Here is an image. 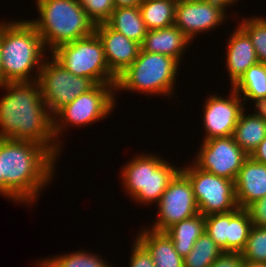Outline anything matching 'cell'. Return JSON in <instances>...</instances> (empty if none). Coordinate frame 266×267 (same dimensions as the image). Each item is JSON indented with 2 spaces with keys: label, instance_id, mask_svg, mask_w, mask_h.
Returning <instances> with one entry per match:
<instances>
[{
  "label": "cell",
  "instance_id": "cell-1",
  "mask_svg": "<svg viewBox=\"0 0 266 267\" xmlns=\"http://www.w3.org/2000/svg\"><path fill=\"white\" fill-rule=\"evenodd\" d=\"M8 93L0 99V138L32 141L45 147L55 158L60 141L53 133V115L49 112L39 83L6 82Z\"/></svg>",
  "mask_w": 266,
  "mask_h": 267
},
{
  "label": "cell",
  "instance_id": "cell-2",
  "mask_svg": "<svg viewBox=\"0 0 266 267\" xmlns=\"http://www.w3.org/2000/svg\"><path fill=\"white\" fill-rule=\"evenodd\" d=\"M56 158L32 141L0 138L1 175L6 198L32 203L51 181Z\"/></svg>",
  "mask_w": 266,
  "mask_h": 267
},
{
  "label": "cell",
  "instance_id": "cell-3",
  "mask_svg": "<svg viewBox=\"0 0 266 267\" xmlns=\"http://www.w3.org/2000/svg\"><path fill=\"white\" fill-rule=\"evenodd\" d=\"M0 48L5 83L31 82L38 79L47 48L36 28L28 20L0 23ZM34 67L37 68L35 78L33 73L30 77Z\"/></svg>",
  "mask_w": 266,
  "mask_h": 267
},
{
  "label": "cell",
  "instance_id": "cell-4",
  "mask_svg": "<svg viewBox=\"0 0 266 267\" xmlns=\"http://www.w3.org/2000/svg\"><path fill=\"white\" fill-rule=\"evenodd\" d=\"M36 7L41 18L28 21L38 31L45 47H50L49 51L95 32V24L78 0H37Z\"/></svg>",
  "mask_w": 266,
  "mask_h": 267
},
{
  "label": "cell",
  "instance_id": "cell-5",
  "mask_svg": "<svg viewBox=\"0 0 266 267\" xmlns=\"http://www.w3.org/2000/svg\"><path fill=\"white\" fill-rule=\"evenodd\" d=\"M179 63L163 54L140 50L133 63L117 77L115 91H139L146 95L172 96Z\"/></svg>",
  "mask_w": 266,
  "mask_h": 267
},
{
  "label": "cell",
  "instance_id": "cell-6",
  "mask_svg": "<svg viewBox=\"0 0 266 267\" xmlns=\"http://www.w3.org/2000/svg\"><path fill=\"white\" fill-rule=\"evenodd\" d=\"M121 171L127 194L138 203H159L171 179L180 170L161 157L138 155L132 158Z\"/></svg>",
  "mask_w": 266,
  "mask_h": 267
},
{
  "label": "cell",
  "instance_id": "cell-7",
  "mask_svg": "<svg viewBox=\"0 0 266 267\" xmlns=\"http://www.w3.org/2000/svg\"><path fill=\"white\" fill-rule=\"evenodd\" d=\"M51 55L73 75L88 77L95 84H116L117 78L107 66L103 44L95 32L57 46Z\"/></svg>",
  "mask_w": 266,
  "mask_h": 267
},
{
  "label": "cell",
  "instance_id": "cell-8",
  "mask_svg": "<svg viewBox=\"0 0 266 267\" xmlns=\"http://www.w3.org/2000/svg\"><path fill=\"white\" fill-rule=\"evenodd\" d=\"M113 91L115 84H96L88 92L80 94L72 102L60 108L53 115V133L56 142L57 137H60L59 133H63L61 130L68 123L73 124L72 126H85L108 116L116 105Z\"/></svg>",
  "mask_w": 266,
  "mask_h": 267
},
{
  "label": "cell",
  "instance_id": "cell-9",
  "mask_svg": "<svg viewBox=\"0 0 266 267\" xmlns=\"http://www.w3.org/2000/svg\"><path fill=\"white\" fill-rule=\"evenodd\" d=\"M180 170L189 178L203 216L228 213L238 208L235 181L201 170L194 163Z\"/></svg>",
  "mask_w": 266,
  "mask_h": 267
},
{
  "label": "cell",
  "instance_id": "cell-10",
  "mask_svg": "<svg viewBox=\"0 0 266 267\" xmlns=\"http://www.w3.org/2000/svg\"><path fill=\"white\" fill-rule=\"evenodd\" d=\"M51 59L52 61L44 60L37 82L43 101L54 115L64 105L88 92L96 84L88 77L73 75L53 57Z\"/></svg>",
  "mask_w": 266,
  "mask_h": 267
},
{
  "label": "cell",
  "instance_id": "cell-11",
  "mask_svg": "<svg viewBox=\"0 0 266 267\" xmlns=\"http://www.w3.org/2000/svg\"><path fill=\"white\" fill-rule=\"evenodd\" d=\"M158 205V218L149 228L165 232L174 224L199 213L189 178L179 170L169 182Z\"/></svg>",
  "mask_w": 266,
  "mask_h": 267
},
{
  "label": "cell",
  "instance_id": "cell-12",
  "mask_svg": "<svg viewBox=\"0 0 266 267\" xmlns=\"http://www.w3.org/2000/svg\"><path fill=\"white\" fill-rule=\"evenodd\" d=\"M196 161L201 170L235 181L244 160L249 156L233 136L203 140Z\"/></svg>",
  "mask_w": 266,
  "mask_h": 267
},
{
  "label": "cell",
  "instance_id": "cell-13",
  "mask_svg": "<svg viewBox=\"0 0 266 267\" xmlns=\"http://www.w3.org/2000/svg\"><path fill=\"white\" fill-rule=\"evenodd\" d=\"M231 91L228 99L217 94L206 98L203 110L204 140L233 136L239 116L245 108L241 96L234 89Z\"/></svg>",
  "mask_w": 266,
  "mask_h": 267
},
{
  "label": "cell",
  "instance_id": "cell-14",
  "mask_svg": "<svg viewBox=\"0 0 266 267\" xmlns=\"http://www.w3.org/2000/svg\"><path fill=\"white\" fill-rule=\"evenodd\" d=\"M225 11L215 2L181 0L176 4L174 25L192 40L197 33L219 26L226 18Z\"/></svg>",
  "mask_w": 266,
  "mask_h": 267
},
{
  "label": "cell",
  "instance_id": "cell-15",
  "mask_svg": "<svg viewBox=\"0 0 266 267\" xmlns=\"http://www.w3.org/2000/svg\"><path fill=\"white\" fill-rule=\"evenodd\" d=\"M95 33L103 44L107 66L117 78L137 58L141 44L111 29L106 23L96 25Z\"/></svg>",
  "mask_w": 266,
  "mask_h": 267
},
{
  "label": "cell",
  "instance_id": "cell-16",
  "mask_svg": "<svg viewBox=\"0 0 266 267\" xmlns=\"http://www.w3.org/2000/svg\"><path fill=\"white\" fill-rule=\"evenodd\" d=\"M238 207L247 208L254 201L266 196V164L248 156L235 180Z\"/></svg>",
  "mask_w": 266,
  "mask_h": 267
},
{
  "label": "cell",
  "instance_id": "cell-17",
  "mask_svg": "<svg viewBox=\"0 0 266 267\" xmlns=\"http://www.w3.org/2000/svg\"><path fill=\"white\" fill-rule=\"evenodd\" d=\"M230 36L226 66L233 86L250 66L259 61L250 37L240 26Z\"/></svg>",
  "mask_w": 266,
  "mask_h": 267
},
{
  "label": "cell",
  "instance_id": "cell-18",
  "mask_svg": "<svg viewBox=\"0 0 266 267\" xmlns=\"http://www.w3.org/2000/svg\"><path fill=\"white\" fill-rule=\"evenodd\" d=\"M190 39L175 25L170 27L148 30L141 44V50L149 53L167 55L179 64Z\"/></svg>",
  "mask_w": 266,
  "mask_h": 267
},
{
  "label": "cell",
  "instance_id": "cell-19",
  "mask_svg": "<svg viewBox=\"0 0 266 267\" xmlns=\"http://www.w3.org/2000/svg\"><path fill=\"white\" fill-rule=\"evenodd\" d=\"M136 239L150 253L155 267H184V258L175 250L172 240L165 232L145 228Z\"/></svg>",
  "mask_w": 266,
  "mask_h": 267
},
{
  "label": "cell",
  "instance_id": "cell-20",
  "mask_svg": "<svg viewBox=\"0 0 266 267\" xmlns=\"http://www.w3.org/2000/svg\"><path fill=\"white\" fill-rule=\"evenodd\" d=\"M255 110V113L246 115L245 111L241 112L233 133L235 142L247 155L266 137V119L258 109Z\"/></svg>",
  "mask_w": 266,
  "mask_h": 267
},
{
  "label": "cell",
  "instance_id": "cell-21",
  "mask_svg": "<svg viewBox=\"0 0 266 267\" xmlns=\"http://www.w3.org/2000/svg\"><path fill=\"white\" fill-rule=\"evenodd\" d=\"M204 232L205 218L200 213L174 224L165 231L172 240L175 250L183 258L190 253L195 242Z\"/></svg>",
  "mask_w": 266,
  "mask_h": 267
},
{
  "label": "cell",
  "instance_id": "cell-22",
  "mask_svg": "<svg viewBox=\"0 0 266 267\" xmlns=\"http://www.w3.org/2000/svg\"><path fill=\"white\" fill-rule=\"evenodd\" d=\"M106 24L139 44H142L148 31L139 6L114 8Z\"/></svg>",
  "mask_w": 266,
  "mask_h": 267
},
{
  "label": "cell",
  "instance_id": "cell-23",
  "mask_svg": "<svg viewBox=\"0 0 266 267\" xmlns=\"http://www.w3.org/2000/svg\"><path fill=\"white\" fill-rule=\"evenodd\" d=\"M246 103L248 99L255 102V108L266 102V64L258 62L250 66L241 78L231 87Z\"/></svg>",
  "mask_w": 266,
  "mask_h": 267
},
{
  "label": "cell",
  "instance_id": "cell-24",
  "mask_svg": "<svg viewBox=\"0 0 266 267\" xmlns=\"http://www.w3.org/2000/svg\"><path fill=\"white\" fill-rule=\"evenodd\" d=\"M176 2L172 0H143L139 9L148 30L175 24Z\"/></svg>",
  "mask_w": 266,
  "mask_h": 267
},
{
  "label": "cell",
  "instance_id": "cell-25",
  "mask_svg": "<svg viewBox=\"0 0 266 267\" xmlns=\"http://www.w3.org/2000/svg\"><path fill=\"white\" fill-rule=\"evenodd\" d=\"M251 227L252 221L247 209L238 207L231 211L226 251L241 253L245 248Z\"/></svg>",
  "mask_w": 266,
  "mask_h": 267
},
{
  "label": "cell",
  "instance_id": "cell-26",
  "mask_svg": "<svg viewBox=\"0 0 266 267\" xmlns=\"http://www.w3.org/2000/svg\"><path fill=\"white\" fill-rule=\"evenodd\" d=\"M224 251L204 232L184 257V267H210Z\"/></svg>",
  "mask_w": 266,
  "mask_h": 267
},
{
  "label": "cell",
  "instance_id": "cell-27",
  "mask_svg": "<svg viewBox=\"0 0 266 267\" xmlns=\"http://www.w3.org/2000/svg\"><path fill=\"white\" fill-rule=\"evenodd\" d=\"M46 267H111L101 257L85 251L72 252L55 258H46L41 261Z\"/></svg>",
  "mask_w": 266,
  "mask_h": 267
},
{
  "label": "cell",
  "instance_id": "cell-28",
  "mask_svg": "<svg viewBox=\"0 0 266 267\" xmlns=\"http://www.w3.org/2000/svg\"><path fill=\"white\" fill-rule=\"evenodd\" d=\"M241 254L246 262L266 263V227L252 225Z\"/></svg>",
  "mask_w": 266,
  "mask_h": 267
},
{
  "label": "cell",
  "instance_id": "cell-29",
  "mask_svg": "<svg viewBox=\"0 0 266 267\" xmlns=\"http://www.w3.org/2000/svg\"><path fill=\"white\" fill-rule=\"evenodd\" d=\"M239 26L248 34L254 46L258 61L266 64V19L251 17Z\"/></svg>",
  "mask_w": 266,
  "mask_h": 267
},
{
  "label": "cell",
  "instance_id": "cell-30",
  "mask_svg": "<svg viewBox=\"0 0 266 267\" xmlns=\"http://www.w3.org/2000/svg\"><path fill=\"white\" fill-rule=\"evenodd\" d=\"M205 232L225 252L226 238L228 237V225L230 223V212L210 214L204 216Z\"/></svg>",
  "mask_w": 266,
  "mask_h": 267
},
{
  "label": "cell",
  "instance_id": "cell-31",
  "mask_svg": "<svg viewBox=\"0 0 266 267\" xmlns=\"http://www.w3.org/2000/svg\"><path fill=\"white\" fill-rule=\"evenodd\" d=\"M89 19L96 25L106 23L115 8L113 0H78Z\"/></svg>",
  "mask_w": 266,
  "mask_h": 267
},
{
  "label": "cell",
  "instance_id": "cell-32",
  "mask_svg": "<svg viewBox=\"0 0 266 267\" xmlns=\"http://www.w3.org/2000/svg\"><path fill=\"white\" fill-rule=\"evenodd\" d=\"M129 267H155L152 256L147 249L137 240H134Z\"/></svg>",
  "mask_w": 266,
  "mask_h": 267
},
{
  "label": "cell",
  "instance_id": "cell-33",
  "mask_svg": "<svg viewBox=\"0 0 266 267\" xmlns=\"http://www.w3.org/2000/svg\"><path fill=\"white\" fill-rule=\"evenodd\" d=\"M246 209L249 212L252 225L266 227V196L254 201Z\"/></svg>",
  "mask_w": 266,
  "mask_h": 267
},
{
  "label": "cell",
  "instance_id": "cell-34",
  "mask_svg": "<svg viewBox=\"0 0 266 267\" xmlns=\"http://www.w3.org/2000/svg\"><path fill=\"white\" fill-rule=\"evenodd\" d=\"M244 259L240 252H223L210 267H243Z\"/></svg>",
  "mask_w": 266,
  "mask_h": 267
},
{
  "label": "cell",
  "instance_id": "cell-35",
  "mask_svg": "<svg viewBox=\"0 0 266 267\" xmlns=\"http://www.w3.org/2000/svg\"><path fill=\"white\" fill-rule=\"evenodd\" d=\"M253 160L266 164V137L249 155Z\"/></svg>",
  "mask_w": 266,
  "mask_h": 267
},
{
  "label": "cell",
  "instance_id": "cell-36",
  "mask_svg": "<svg viewBox=\"0 0 266 267\" xmlns=\"http://www.w3.org/2000/svg\"><path fill=\"white\" fill-rule=\"evenodd\" d=\"M143 0H113L115 8L140 6Z\"/></svg>",
  "mask_w": 266,
  "mask_h": 267
},
{
  "label": "cell",
  "instance_id": "cell-37",
  "mask_svg": "<svg viewBox=\"0 0 266 267\" xmlns=\"http://www.w3.org/2000/svg\"><path fill=\"white\" fill-rule=\"evenodd\" d=\"M196 1L215 2L227 8V6L232 5V3H234L235 1L237 2L238 0H196Z\"/></svg>",
  "mask_w": 266,
  "mask_h": 267
},
{
  "label": "cell",
  "instance_id": "cell-38",
  "mask_svg": "<svg viewBox=\"0 0 266 267\" xmlns=\"http://www.w3.org/2000/svg\"><path fill=\"white\" fill-rule=\"evenodd\" d=\"M0 194L6 196V184L1 175V167H0Z\"/></svg>",
  "mask_w": 266,
  "mask_h": 267
},
{
  "label": "cell",
  "instance_id": "cell-39",
  "mask_svg": "<svg viewBox=\"0 0 266 267\" xmlns=\"http://www.w3.org/2000/svg\"><path fill=\"white\" fill-rule=\"evenodd\" d=\"M243 267H266V263H252L244 261Z\"/></svg>",
  "mask_w": 266,
  "mask_h": 267
},
{
  "label": "cell",
  "instance_id": "cell-40",
  "mask_svg": "<svg viewBox=\"0 0 266 267\" xmlns=\"http://www.w3.org/2000/svg\"><path fill=\"white\" fill-rule=\"evenodd\" d=\"M258 111L265 117L266 119V102H262L258 107H256Z\"/></svg>",
  "mask_w": 266,
  "mask_h": 267
},
{
  "label": "cell",
  "instance_id": "cell-41",
  "mask_svg": "<svg viewBox=\"0 0 266 267\" xmlns=\"http://www.w3.org/2000/svg\"><path fill=\"white\" fill-rule=\"evenodd\" d=\"M5 83V80L2 76V55H1V48H0V88Z\"/></svg>",
  "mask_w": 266,
  "mask_h": 267
},
{
  "label": "cell",
  "instance_id": "cell-42",
  "mask_svg": "<svg viewBox=\"0 0 266 267\" xmlns=\"http://www.w3.org/2000/svg\"><path fill=\"white\" fill-rule=\"evenodd\" d=\"M39 264V265H38ZM46 267L41 261H39V263H37V267Z\"/></svg>",
  "mask_w": 266,
  "mask_h": 267
},
{
  "label": "cell",
  "instance_id": "cell-43",
  "mask_svg": "<svg viewBox=\"0 0 266 267\" xmlns=\"http://www.w3.org/2000/svg\"><path fill=\"white\" fill-rule=\"evenodd\" d=\"M172 1H174V2H176V3H177V2H180L181 0H172Z\"/></svg>",
  "mask_w": 266,
  "mask_h": 267
}]
</instances>
